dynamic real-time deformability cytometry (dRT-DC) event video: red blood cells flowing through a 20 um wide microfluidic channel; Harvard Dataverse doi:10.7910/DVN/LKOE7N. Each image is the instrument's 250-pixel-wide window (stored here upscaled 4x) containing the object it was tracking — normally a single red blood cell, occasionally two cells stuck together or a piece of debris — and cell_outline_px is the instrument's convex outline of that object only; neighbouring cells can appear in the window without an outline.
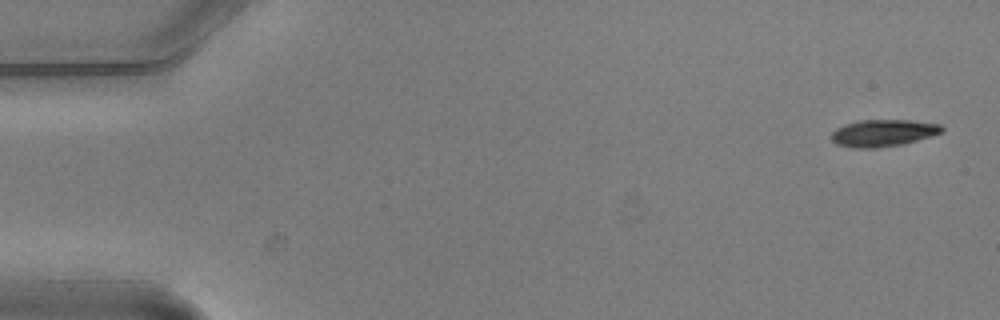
{"species": "common noctule bat (a hibernating species)", "species_latin": "Nyctalus noctula", "temperature_condition": "warm", "stored_images_in_passage": 5, "segment_of_instrument_passage": [1, 2], "camera_frame_rate_fps": 3000, "um_per_image_px": 0.085, "animal": {"sex": "male", "body_mass_g": 20.5, "forearm_length_mm": 52.5}, "frame": {"image": 1, "passage_image": 1, "time_ms": 0.0, "image_size_px": [1000, 320], "cell_outline_px": [[944, 132], [904, 144], [876, 148], [852, 148], [836, 144], [832, 140], [832, 132], [836, 128], [844, 124], [860, 120], [912, 120], [940, 124], [944, 128]], "centroid_in_image_um": [75.08, 11.3], "position_along_channel_um": 9.9, "area_um2": 17.51}}
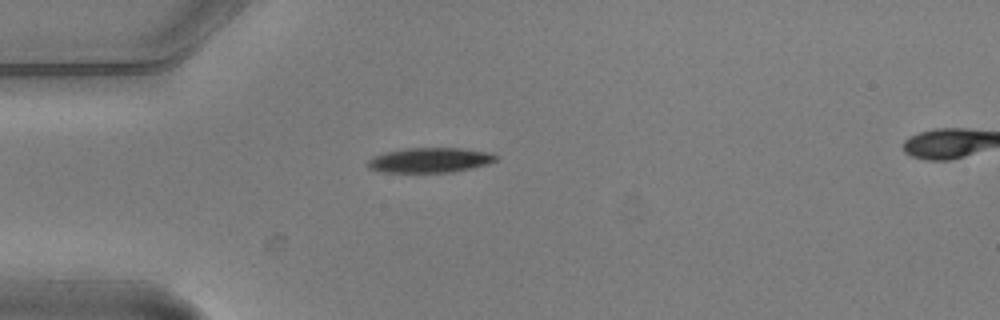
{"frame": {"image": 2, "passage_image": 4, "time_ms": 1.0, "image_size_px": [1000, 320], "cell_outline_px": [[500, 156], [496, 160], [488, 164], [472, 168], [452, 172], [384, 172], [368, 168], [364, 164], [372, 156], [404, 148], [460, 148], [492, 152]], "centroid_in_image_um": [36.56, 13.61], "position_along_channel_um": 48.4, "area_um2": 18.79}}